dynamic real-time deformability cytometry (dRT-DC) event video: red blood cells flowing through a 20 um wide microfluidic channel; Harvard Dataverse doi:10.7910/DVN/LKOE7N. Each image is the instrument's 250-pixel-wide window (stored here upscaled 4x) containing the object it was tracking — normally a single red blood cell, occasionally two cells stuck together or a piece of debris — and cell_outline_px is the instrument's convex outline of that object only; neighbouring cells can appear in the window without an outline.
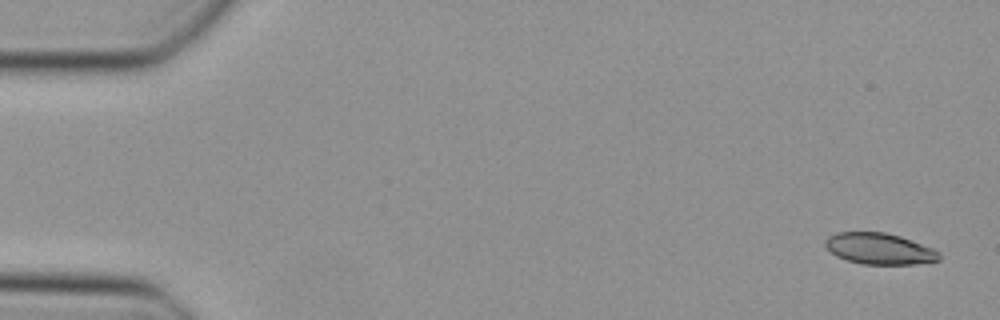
{"species": "Egyptian fruit bat (a non-hibernating species)", "species_latin": "Rousettus aegyptiacus", "temperature_condition": "cold", "stored_images_in_passage": 47, "camera_frame_rate_fps": 3000, "um_per_image_px": 0.085, "animal": {"sex": "female"}, "frame": {"image": 1, "passage_image": 1, "time_ms": 0.0, "image_size_px": [1000, 320], "cell_outline_px": [[940, 260], [916, 264], [860, 264], [836, 256], [824, 244], [824, 240], [828, 236], [836, 232], [884, 232], [900, 236], [932, 248], [940, 252]], "centroid_in_image_um": [74.74, 21.14], "position_along_channel_um": 10.3, "area_um2": 20.69}}
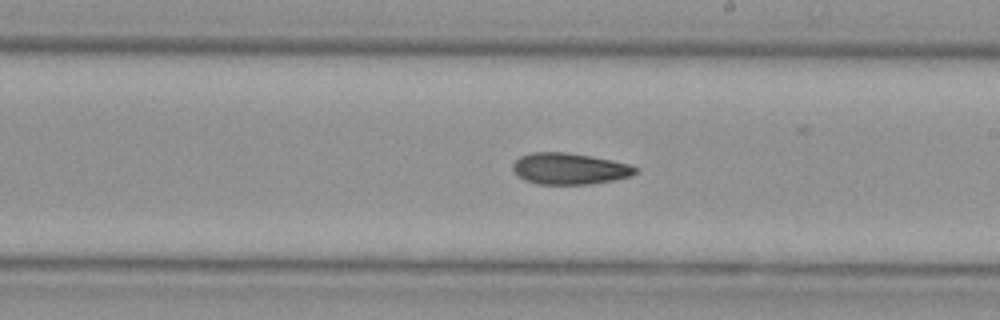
{"frame": {"image": 2, "passage_image": 27, "time_ms": 8.667, "image_size_px": [1000, 320], "cell_outline_px": [[640, 168], [632, 176], [616, 180], [588, 184], [536, 184], [524, 180], [512, 168], [512, 164], [520, 156], [532, 152], [568, 152], [612, 160], [628, 164]], "centroid_in_image_um": [48.43, 14.34], "position_along_channel_um": 240.6, "area_um2": 22.48}}
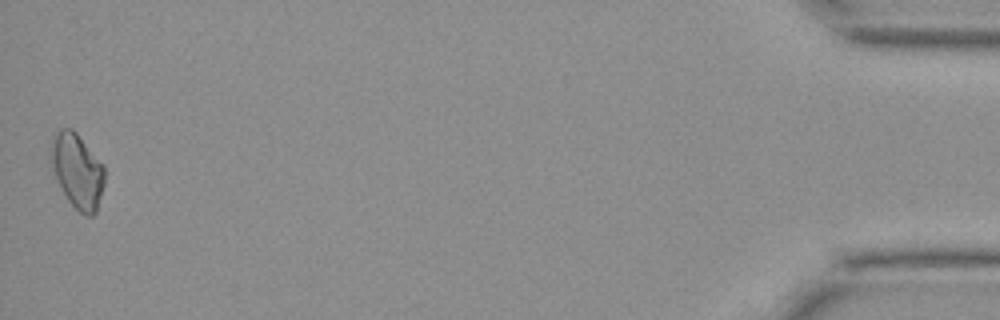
{"frame": {"image": 3, "passage_image": 47, "time_ms": 15.333, "image_size_px": [1000, 320], "cell_outline_px": [[104, 184], [96, 212], [92, 216], [84, 216], [68, 200], [52, 168], [48, 156], [48, 152], [52, 136], [56, 128], [72, 128], [76, 132], [104, 164]], "centroid_in_image_um": [6.54, 14.46], "position_along_channel_um": 428.7, "area_um2": 23.64}}